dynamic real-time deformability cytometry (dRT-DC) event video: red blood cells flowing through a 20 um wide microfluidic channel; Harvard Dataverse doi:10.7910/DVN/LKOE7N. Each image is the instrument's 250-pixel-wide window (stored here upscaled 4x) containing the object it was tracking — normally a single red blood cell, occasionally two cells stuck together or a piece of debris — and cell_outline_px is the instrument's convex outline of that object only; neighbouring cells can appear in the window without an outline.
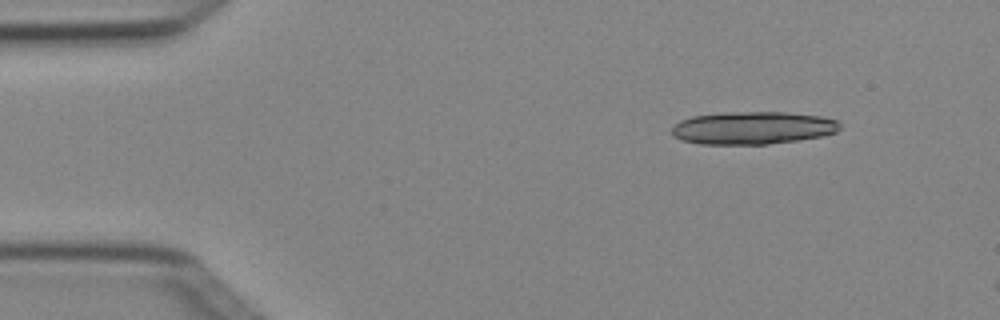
{"species": "Egyptian fruit bat (a non-hibernating species)", "species_latin": "Rousettus aegyptiacus", "temperature_condition": "cold", "stored_images_in_passage": 3, "camera_frame_rate_fps": 3000, "um_per_image_px": 0.085, "animal": {"sex": "female"}, "frame": {"image": 1, "passage_image": 1, "time_ms": 0.0, "image_size_px": [1000, 320], "cell_outline_px": [[840, 128], [836, 132], [824, 136], [768, 144], [700, 144], [680, 140], [672, 136], [672, 128], [680, 120], [692, 116], [728, 112], [784, 112], [824, 116], [836, 120], [840, 124]], "centroid_in_image_um": [63.98, 10.87], "position_along_channel_um": 21.0, "area_um2": 32.19}}